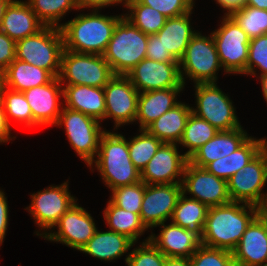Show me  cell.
Here are the masks:
<instances>
[{
  "label": "cell",
  "instance_id": "38",
  "mask_svg": "<svg viewBox=\"0 0 267 266\" xmlns=\"http://www.w3.org/2000/svg\"><path fill=\"white\" fill-rule=\"evenodd\" d=\"M231 16L250 39L267 34V10L243 6L239 10H235Z\"/></svg>",
  "mask_w": 267,
  "mask_h": 266
},
{
  "label": "cell",
  "instance_id": "12",
  "mask_svg": "<svg viewBox=\"0 0 267 266\" xmlns=\"http://www.w3.org/2000/svg\"><path fill=\"white\" fill-rule=\"evenodd\" d=\"M182 178V192L191 194L208 208L231 202L227 181L200 168L187 163Z\"/></svg>",
  "mask_w": 267,
  "mask_h": 266
},
{
  "label": "cell",
  "instance_id": "41",
  "mask_svg": "<svg viewBox=\"0 0 267 266\" xmlns=\"http://www.w3.org/2000/svg\"><path fill=\"white\" fill-rule=\"evenodd\" d=\"M165 255L158 250L148 237L138 248L125 258L127 266H164Z\"/></svg>",
  "mask_w": 267,
  "mask_h": 266
},
{
  "label": "cell",
  "instance_id": "24",
  "mask_svg": "<svg viewBox=\"0 0 267 266\" xmlns=\"http://www.w3.org/2000/svg\"><path fill=\"white\" fill-rule=\"evenodd\" d=\"M64 107L79 111L94 119H105V96L103 87L87 85H66L63 88Z\"/></svg>",
  "mask_w": 267,
  "mask_h": 266
},
{
  "label": "cell",
  "instance_id": "18",
  "mask_svg": "<svg viewBox=\"0 0 267 266\" xmlns=\"http://www.w3.org/2000/svg\"><path fill=\"white\" fill-rule=\"evenodd\" d=\"M177 149V144L163 143L140 172L141 181L146 185L182 183L179 176L183 177L189 158Z\"/></svg>",
  "mask_w": 267,
  "mask_h": 266
},
{
  "label": "cell",
  "instance_id": "50",
  "mask_svg": "<svg viewBox=\"0 0 267 266\" xmlns=\"http://www.w3.org/2000/svg\"><path fill=\"white\" fill-rule=\"evenodd\" d=\"M164 266H191L190 258L165 257Z\"/></svg>",
  "mask_w": 267,
  "mask_h": 266
},
{
  "label": "cell",
  "instance_id": "17",
  "mask_svg": "<svg viewBox=\"0 0 267 266\" xmlns=\"http://www.w3.org/2000/svg\"><path fill=\"white\" fill-rule=\"evenodd\" d=\"M182 184L146 185L140 217L145 227L153 228L172 218L174 208L182 194Z\"/></svg>",
  "mask_w": 267,
  "mask_h": 266
},
{
  "label": "cell",
  "instance_id": "42",
  "mask_svg": "<svg viewBox=\"0 0 267 266\" xmlns=\"http://www.w3.org/2000/svg\"><path fill=\"white\" fill-rule=\"evenodd\" d=\"M261 70V75L267 74V34L250 39L246 75H256V69Z\"/></svg>",
  "mask_w": 267,
  "mask_h": 266
},
{
  "label": "cell",
  "instance_id": "55",
  "mask_svg": "<svg viewBox=\"0 0 267 266\" xmlns=\"http://www.w3.org/2000/svg\"><path fill=\"white\" fill-rule=\"evenodd\" d=\"M5 69H3L0 66V92L3 90V88L5 87Z\"/></svg>",
  "mask_w": 267,
  "mask_h": 266
},
{
  "label": "cell",
  "instance_id": "31",
  "mask_svg": "<svg viewBox=\"0 0 267 266\" xmlns=\"http://www.w3.org/2000/svg\"><path fill=\"white\" fill-rule=\"evenodd\" d=\"M208 207L196 199L187 198L182 193L172 215V223L196 233L201 239Z\"/></svg>",
  "mask_w": 267,
  "mask_h": 266
},
{
  "label": "cell",
  "instance_id": "39",
  "mask_svg": "<svg viewBox=\"0 0 267 266\" xmlns=\"http://www.w3.org/2000/svg\"><path fill=\"white\" fill-rule=\"evenodd\" d=\"M144 190L145 183L142 181L117 187L112 190L110 201L119 208L140 214Z\"/></svg>",
  "mask_w": 267,
  "mask_h": 266
},
{
  "label": "cell",
  "instance_id": "47",
  "mask_svg": "<svg viewBox=\"0 0 267 266\" xmlns=\"http://www.w3.org/2000/svg\"><path fill=\"white\" fill-rule=\"evenodd\" d=\"M125 0H77L78 8H93L98 10L99 8L106 7L113 4L124 3Z\"/></svg>",
  "mask_w": 267,
  "mask_h": 266
},
{
  "label": "cell",
  "instance_id": "7",
  "mask_svg": "<svg viewBox=\"0 0 267 266\" xmlns=\"http://www.w3.org/2000/svg\"><path fill=\"white\" fill-rule=\"evenodd\" d=\"M179 66L183 84H185L184 75L193 80L194 84L216 83V72L222 65L212 34L205 37L197 32L190 40Z\"/></svg>",
  "mask_w": 267,
  "mask_h": 266
},
{
  "label": "cell",
  "instance_id": "34",
  "mask_svg": "<svg viewBox=\"0 0 267 266\" xmlns=\"http://www.w3.org/2000/svg\"><path fill=\"white\" fill-rule=\"evenodd\" d=\"M219 131L209 122L191 112L189 115L181 140L178 144L189 150L184 154L189 158L197 149L211 140Z\"/></svg>",
  "mask_w": 267,
  "mask_h": 266
},
{
  "label": "cell",
  "instance_id": "43",
  "mask_svg": "<svg viewBox=\"0 0 267 266\" xmlns=\"http://www.w3.org/2000/svg\"><path fill=\"white\" fill-rule=\"evenodd\" d=\"M142 4L158 10L167 18L189 13L193 9L194 0H139Z\"/></svg>",
  "mask_w": 267,
  "mask_h": 266
},
{
  "label": "cell",
  "instance_id": "32",
  "mask_svg": "<svg viewBox=\"0 0 267 266\" xmlns=\"http://www.w3.org/2000/svg\"><path fill=\"white\" fill-rule=\"evenodd\" d=\"M104 218L110 230L126 235L134 243L147 229L141 220L140 214L119 208L110 200L105 208Z\"/></svg>",
  "mask_w": 267,
  "mask_h": 266
},
{
  "label": "cell",
  "instance_id": "52",
  "mask_svg": "<svg viewBox=\"0 0 267 266\" xmlns=\"http://www.w3.org/2000/svg\"><path fill=\"white\" fill-rule=\"evenodd\" d=\"M259 214L267 220V193L261 206L259 207Z\"/></svg>",
  "mask_w": 267,
  "mask_h": 266
},
{
  "label": "cell",
  "instance_id": "5",
  "mask_svg": "<svg viewBox=\"0 0 267 266\" xmlns=\"http://www.w3.org/2000/svg\"><path fill=\"white\" fill-rule=\"evenodd\" d=\"M64 37L61 28L45 26L37 34L16 42V59L48 70L54 77L60 73Z\"/></svg>",
  "mask_w": 267,
  "mask_h": 266
},
{
  "label": "cell",
  "instance_id": "51",
  "mask_svg": "<svg viewBox=\"0 0 267 266\" xmlns=\"http://www.w3.org/2000/svg\"><path fill=\"white\" fill-rule=\"evenodd\" d=\"M245 6L267 10V0H245Z\"/></svg>",
  "mask_w": 267,
  "mask_h": 266
},
{
  "label": "cell",
  "instance_id": "53",
  "mask_svg": "<svg viewBox=\"0 0 267 266\" xmlns=\"http://www.w3.org/2000/svg\"><path fill=\"white\" fill-rule=\"evenodd\" d=\"M11 1L12 0H0V27H1L2 18L4 16L5 9Z\"/></svg>",
  "mask_w": 267,
  "mask_h": 266
},
{
  "label": "cell",
  "instance_id": "35",
  "mask_svg": "<svg viewBox=\"0 0 267 266\" xmlns=\"http://www.w3.org/2000/svg\"><path fill=\"white\" fill-rule=\"evenodd\" d=\"M38 19L45 26L61 28L59 21L70 9L78 8L77 0H28Z\"/></svg>",
  "mask_w": 267,
  "mask_h": 266
},
{
  "label": "cell",
  "instance_id": "29",
  "mask_svg": "<svg viewBox=\"0 0 267 266\" xmlns=\"http://www.w3.org/2000/svg\"><path fill=\"white\" fill-rule=\"evenodd\" d=\"M134 242L126 235L112 230L100 232L96 230L91 239L81 248L80 252L104 261H112L121 257L133 247Z\"/></svg>",
  "mask_w": 267,
  "mask_h": 266
},
{
  "label": "cell",
  "instance_id": "14",
  "mask_svg": "<svg viewBox=\"0 0 267 266\" xmlns=\"http://www.w3.org/2000/svg\"><path fill=\"white\" fill-rule=\"evenodd\" d=\"M68 181L33 193L31 205L27 207L37 225L45 231L54 228L60 217L74 204L76 199L68 191Z\"/></svg>",
  "mask_w": 267,
  "mask_h": 266
},
{
  "label": "cell",
  "instance_id": "4",
  "mask_svg": "<svg viewBox=\"0 0 267 266\" xmlns=\"http://www.w3.org/2000/svg\"><path fill=\"white\" fill-rule=\"evenodd\" d=\"M147 44L148 35L123 16L114 29L103 57L114 75H127L146 58Z\"/></svg>",
  "mask_w": 267,
  "mask_h": 266
},
{
  "label": "cell",
  "instance_id": "19",
  "mask_svg": "<svg viewBox=\"0 0 267 266\" xmlns=\"http://www.w3.org/2000/svg\"><path fill=\"white\" fill-rule=\"evenodd\" d=\"M62 88L58 77H54L45 85L23 91L32 111L33 126H50L57 123L62 111L58 101L61 96L63 98Z\"/></svg>",
  "mask_w": 267,
  "mask_h": 266
},
{
  "label": "cell",
  "instance_id": "21",
  "mask_svg": "<svg viewBox=\"0 0 267 266\" xmlns=\"http://www.w3.org/2000/svg\"><path fill=\"white\" fill-rule=\"evenodd\" d=\"M160 225V234H151L150 242L166 257L190 258L202 245L201 238L192 231L173 223Z\"/></svg>",
  "mask_w": 267,
  "mask_h": 266
},
{
  "label": "cell",
  "instance_id": "44",
  "mask_svg": "<svg viewBox=\"0 0 267 266\" xmlns=\"http://www.w3.org/2000/svg\"><path fill=\"white\" fill-rule=\"evenodd\" d=\"M146 58L158 62H179L171 52L164 49L161 39L156 35H148Z\"/></svg>",
  "mask_w": 267,
  "mask_h": 266
},
{
  "label": "cell",
  "instance_id": "48",
  "mask_svg": "<svg viewBox=\"0 0 267 266\" xmlns=\"http://www.w3.org/2000/svg\"><path fill=\"white\" fill-rule=\"evenodd\" d=\"M10 125L6 119V114L4 111V106L2 100L0 98V143L7 142L12 138L10 137L11 134Z\"/></svg>",
  "mask_w": 267,
  "mask_h": 266
},
{
  "label": "cell",
  "instance_id": "54",
  "mask_svg": "<svg viewBox=\"0 0 267 266\" xmlns=\"http://www.w3.org/2000/svg\"><path fill=\"white\" fill-rule=\"evenodd\" d=\"M260 80H261V86H262V94L264 95V99H266L267 101V74H264L262 76H260Z\"/></svg>",
  "mask_w": 267,
  "mask_h": 266
},
{
  "label": "cell",
  "instance_id": "3",
  "mask_svg": "<svg viewBox=\"0 0 267 266\" xmlns=\"http://www.w3.org/2000/svg\"><path fill=\"white\" fill-rule=\"evenodd\" d=\"M96 158L89 167L95 163L93 165L97 167L104 183L111 190L141 181L140 171L129 156L128 141L122 134L105 130Z\"/></svg>",
  "mask_w": 267,
  "mask_h": 266
},
{
  "label": "cell",
  "instance_id": "37",
  "mask_svg": "<svg viewBox=\"0 0 267 266\" xmlns=\"http://www.w3.org/2000/svg\"><path fill=\"white\" fill-rule=\"evenodd\" d=\"M6 119L10 125V118L25 124L26 127H33V115L28 101L23 92L10 90L6 87L0 92Z\"/></svg>",
  "mask_w": 267,
  "mask_h": 266
},
{
  "label": "cell",
  "instance_id": "28",
  "mask_svg": "<svg viewBox=\"0 0 267 266\" xmlns=\"http://www.w3.org/2000/svg\"><path fill=\"white\" fill-rule=\"evenodd\" d=\"M191 14L192 11L167 18L164 26L156 34L161 39L164 49L171 52L178 61L183 58L190 40L197 33L190 24Z\"/></svg>",
  "mask_w": 267,
  "mask_h": 266
},
{
  "label": "cell",
  "instance_id": "22",
  "mask_svg": "<svg viewBox=\"0 0 267 266\" xmlns=\"http://www.w3.org/2000/svg\"><path fill=\"white\" fill-rule=\"evenodd\" d=\"M44 27L27 1L12 0L5 9L0 30L17 42L37 34Z\"/></svg>",
  "mask_w": 267,
  "mask_h": 266
},
{
  "label": "cell",
  "instance_id": "23",
  "mask_svg": "<svg viewBox=\"0 0 267 266\" xmlns=\"http://www.w3.org/2000/svg\"><path fill=\"white\" fill-rule=\"evenodd\" d=\"M248 138L247 132L242 127L219 131L189 157V163L196 167L205 168L210 162L235 152Z\"/></svg>",
  "mask_w": 267,
  "mask_h": 266
},
{
  "label": "cell",
  "instance_id": "9",
  "mask_svg": "<svg viewBox=\"0 0 267 266\" xmlns=\"http://www.w3.org/2000/svg\"><path fill=\"white\" fill-rule=\"evenodd\" d=\"M65 127L67 138L80 158L89 166L99 150L101 136L105 132L99 121L62 106V111L55 125Z\"/></svg>",
  "mask_w": 267,
  "mask_h": 266
},
{
  "label": "cell",
  "instance_id": "45",
  "mask_svg": "<svg viewBox=\"0 0 267 266\" xmlns=\"http://www.w3.org/2000/svg\"><path fill=\"white\" fill-rule=\"evenodd\" d=\"M16 42L0 30V66L6 69L16 59Z\"/></svg>",
  "mask_w": 267,
  "mask_h": 266
},
{
  "label": "cell",
  "instance_id": "20",
  "mask_svg": "<svg viewBox=\"0 0 267 266\" xmlns=\"http://www.w3.org/2000/svg\"><path fill=\"white\" fill-rule=\"evenodd\" d=\"M236 266H259L267 263V220L258 214L247 226L232 251Z\"/></svg>",
  "mask_w": 267,
  "mask_h": 266
},
{
  "label": "cell",
  "instance_id": "25",
  "mask_svg": "<svg viewBox=\"0 0 267 266\" xmlns=\"http://www.w3.org/2000/svg\"><path fill=\"white\" fill-rule=\"evenodd\" d=\"M267 146L266 139L249 138L235 152L210 162L205 169L218 178L228 181L235 173L241 171Z\"/></svg>",
  "mask_w": 267,
  "mask_h": 266
},
{
  "label": "cell",
  "instance_id": "30",
  "mask_svg": "<svg viewBox=\"0 0 267 266\" xmlns=\"http://www.w3.org/2000/svg\"><path fill=\"white\" fill-rule=\"evenodd\" d=\"M4 77L5 87L17 92H23L36 86L45 85L54 78L48 70L18 59H15L5 69Z\"/></svg>",
  "mask_w": 267,
  "mask_h": 266
},
{
  "label": "cell",
  "instance_id": "26",
  "mask_svg": "<svg viewBox=\"0 0 267 266\" xmlns=\"http://www.w3.org/2000/svg\"><path fill=\"white\" fill-rule=\"evenodd\" d=\"M184 88H168L141 92L138 98L137 115L135 121L140 124V130L145 129L150 123L158 119L168 110L174 108L177 95Z\"/></svg>",
  "mask_w": 267,
  "mask_h": 266
},
{
  "label": "cell",
  "instance_id": "40",
  "mask_svg": "<svg viewBox=\"0 0 267 266\" xmlns=\"http://www.w3.org/2000/svg\"><path fill=\"white\" fill-rule=\"evenodd\" d=\"M190 263L191 266H236L231 251L204 245L192 254Z\"/></svg>",
  "mask_w": 267,
  "mask_h": 266
},
{
  "label": "cell",
  "instance_id": "1",
  "mask_svg": "<svg viewBox=\"0 0 267 266\" xmlns=\"http://www.w3.org/2000/svg\"><path fill=\"white\" fill-rule=\"evenodd\" d=\"M240 204L231 201L208 209L202 245L231 252L236 248L247 226L259 214L258 207Z\"/></svg>",
  "mask_w": 267,
  "mask_h": 266
},
{
  "label": "cell",
  "instance_id": "15",
  "mask_svg": "<svg viewBox=\"0 0 267 266\" xmlns=\"http://www.w3.org/2000/svg\"><path fill=\"white\" fill-rule=\"evenodd\" d=\"M141 92L168 88H184L179 62H158L145 58L126 75Z\"/></svg>",
  "mask_w": 267,
  "mask_h": 266
},
{
  "label": "cell",
  "instance_id": "8",
  "mask_svg": "<svg viewBox=\"0 0 267 266\" xmlns=\"http://www.w3.org/2000/svg\"><path fill=\"white\" fill-rule=\"evenodd\" d=\"M221 24L211 34L223 70L246 74L250 38L231 15H225Z\"/></svg>",
  "mask_w": 267,
  "mask_h": 266
},
{
  "label": "cell",
  "instance_id": "49",
  "mask_svg": "<svg viewBox=\"0 0 267 266\" xmlns=\"http://www.w3.org/2000/svg\"><path fill=\"white\" fill-rule=\"evenodd\" d=\"M227 13L224 15H231L235 10H239L245 6V0H215Z\"/></svg>",
  "mask_w": 267,
  "mask_h": 266
},
{
  "label": "cell",
  "instance_id": "16",
  "mask_svg": "<svg viewBox=\"0 0 267 266\" xmlns=\"http://www.w3.org/2000/svg\"><path fill=\"white\" fill-rule=\"evenodd\" d=\"M56 226L58 227L57 232H44L42 234L37 232V235L50 241L60 242L79 251L97 230L93 218L77 202L60 217Z\"/></svg>",
  "mask_w": 267,
  "mask_h": 266
},
{
  "label": "cell",
  "instance_id": "10",
  "mask_svg": "<svg viewBox=\"0 0 267 266\" xmlns=\"http://www.w3.org/2000/svg\"><path fill=\"white\" fill-rule=\"evenodd\" d=\"M216 84H195L197 107L192 108V113L209 122L218 131H228L241 127L232 101Z\"/></svg>",
  "mask_w": 267,
  "mask_h": 266
},
{
  "label": "cell",
  "instance_id": "33",
  "mask_svg": "<svg viewBox=\"0 0 267 266\" xmlns=\"http://www.w3.org/2000/svg\"><path fill=\"white\" fill-rule=\"evenodd\" d=\"M124 5L131 12L124 17L147 35L157 34L167 20L158 10L142 4L139 0H125Z\"/></svg>",
  "mask_w": 267,
  "mask_h": 266
},
{
  "label": "cell",
  "instance_id": "11",
  "mask_svg": "<svg viewBox=\"0 0 267 266\" xmlns=\"http://www.w3.org/2000/svg\"><path fill=\"white\" fill-rule=\"evenodd\" d=\"M267 183V146L241 171L228 181V194L233 202L260 207L265 195L262 191Z\"/></svg>",
  "mask_w": 267,
  "mask_h": 266
},
{
  "label": "cell",
  "instance_id": "6",
  "mask_svg": "<svg viewBox=\"0 0 267 266\" xmlns=\"http://www.w3.org/2000/svg\"><path fill=\"white\" fill-rule=\"evenodd\" d=\"M114 76L103 55L78 53L63 49L61 55L60 83L104 87Z\"/></svg>",
  "mask_w": 267,
  "mask_h": 266
},
{
  "label": "cell",
  "instance_id": "2",
  "mask_svg": "<svg viewBox=\"0 0 267 266\" xmlns=\"http://www.w3.org/2000/svg\"><path fill=\"white\" fill-rule=\"evenodd\" d=\"M98 11L79 14L74 19L61 24L64 49L78 53L103 55L117 23L124 15L105 16L98 14Z\"/></svg>",
  "mask_w": 267,
  "mask_h": 266
},
{
  "label": "cell",
  "instance_id": "13",
  "mask_svg": "<svg viewBox=\"0 0 267 266\" xmlns=\"http://www.w3.org/2000/svg\"><path fill=\"white\" fill-rule=\"evenodd\" d=\"M105 96V118L114 119L116 129L122 124L135 121L139 91L126 75H114L103 87Z\"/></svg>",
  "mask_w": 267,
  "mask_h": 266
},
{
  "label": "cell",
  "instance_id": "46",
  "mask_svg": "<svg viewBox=\"0 0 267 266\" xmlns=\"http://www.w3.org/2000/svg\"><path fill=\"white\" fill-rule=\"evenodd\" d=\"M8 203L4 192L0 190V244L2 245L8 227Z\"/></svg>",
  "mask_w": 267,
  "mask_h": 266
},
{
  "label": "cell",
  "instance_id": "36",
  "mask_svg": "<svg viewBox=\"0 0 267 266\" xmlns=\"http://www.w3.org/2000/svg\"><path fill=\"white\" fill-rule=\"evenodd\" d=\"M139 131L140 135H136L128 141V150L132 163L141 172L163 142L145 129H139Z\"/></svg>",
  "mask_w": 267,
  "mask_h": 266
},
{
  "label": "cell",
  "instance_id": "27",
  "mask_svg": "<svg viewBox=\"0 0 267 266\" xmlns=\"http://www.w3.org/2000/svg\"><path fill=\"white\" fill-rule=\"evenodd\" d=\"M191 112L192 107L180 102L150 123L145 130L163 143L177 144L182 138Z\"/></svg>",
  "mask_w": 267,
  "mask_h": 266
}]
</instances>
